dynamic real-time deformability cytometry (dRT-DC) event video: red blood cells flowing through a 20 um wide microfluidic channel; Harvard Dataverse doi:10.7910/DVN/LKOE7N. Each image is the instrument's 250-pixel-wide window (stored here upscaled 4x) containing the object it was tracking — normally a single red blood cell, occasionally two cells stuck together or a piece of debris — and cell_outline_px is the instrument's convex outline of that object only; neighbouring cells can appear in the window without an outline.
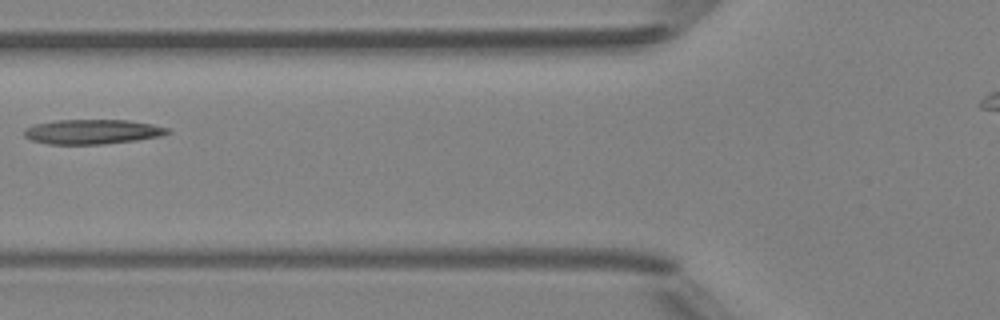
{"species": "Egyptian fruit bat (a non-hibernating species)", "species_latin": "Rousettus aegyptiacus", "temperature_condition": "room temperature", "stored_images_in_passage": 6, "camera_frame_rate_fps": 3000, "um_per_image_px": 0.085, "animal": {"sex": "female"}, "frame": {"image": 1, "passage_image": 5, "time_ms": 5.333, "image_size_px": [1000, 320], "cell_outline_px": [[172, 132], [160, 136], [136, 140], [104, 144], [48, 144], [32, 140], [24, 136], [24, 128], [36, 124], [56, 120], [128, 120], [152, 124], [168, 128]], "centroid_in_image_um": [7.85, 11.19], "position_along_channel_um": 117.9, "area_um2": 20.58}}
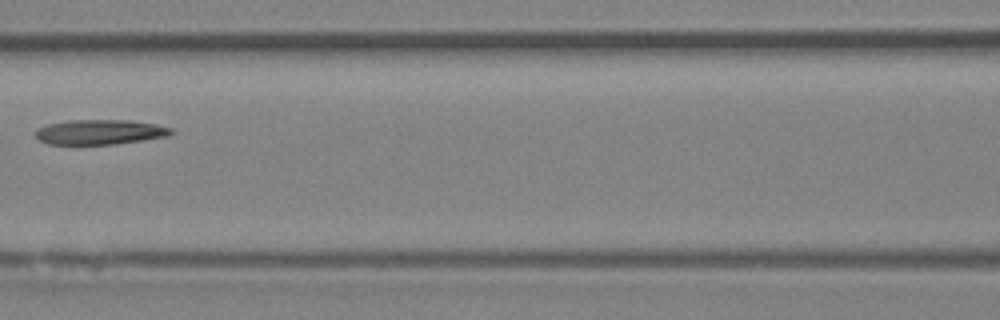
{"frame": {"image": 2, "passage_image": 6, "time_ms": 6.333, "image_size_px": [1000, 320], "cell_outline_px": [[176, 132], [168, 136], [144, 140], [116, 144], [48, 144], [36, 140], [36, 128], [48, 124], [68, 120], [128, 120], [156, 124], [172, 128]], "centroid_in_image_um": [8.5, 11.22], "position_along_channel_um": 158.1, "area_um2": 19.88}}